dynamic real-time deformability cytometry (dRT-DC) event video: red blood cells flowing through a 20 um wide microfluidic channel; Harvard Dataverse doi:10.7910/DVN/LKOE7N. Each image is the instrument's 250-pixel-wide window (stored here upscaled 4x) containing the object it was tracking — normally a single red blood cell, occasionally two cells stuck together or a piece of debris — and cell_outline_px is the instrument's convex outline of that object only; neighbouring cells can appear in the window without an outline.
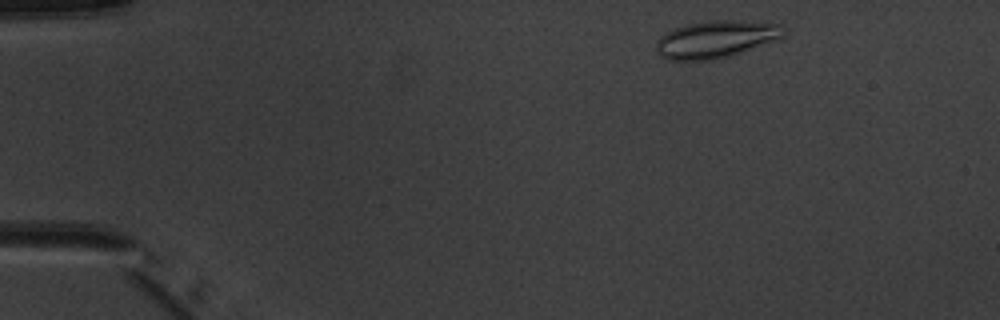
{"species": "common noctule bat (a hibernating species)", "species_latin": "Nyctalus noctula", "temperature_condition": "warm", "stored_images_in_passage": 3, "camera_frame_rate_fps": 3000, "um_per_image_px": 0.085, "animal": {"sex": "male", "body_mass_g": 20.1, "forearm_length_mm": 53.5}, "frame": {"image": 1, "passage_image": 1, "time_ms": 0.0, "image_size_px": [1000, 320], "cell_outline_px": [[784, 36], [740, 52], [728, 56], [712, 60], [668, 60], [660, 56], [656, 52], [656, 40], [660, 36], [676, 28], [688, 24], [712, 20], [732, 20], [784, 24]], "centroid_in_image_um": [60.81, 3.33], "position_along_channel_um": 24.2, "area_um2": 27.34}}
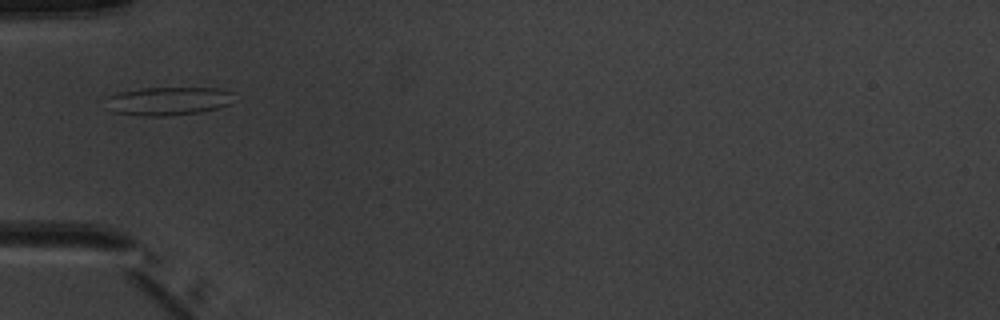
{"frame": {"image": 2, "passage_image": 3, "time_ms": 3.333, "image_size_px": [1000, 320], "cell_outline_px": [[236, 100], [220, 108], [200, 112], [164, 116], [144, 116], [112, 112], [108, 96], [120, 92], [140, 88], [220, 88], [236, 92]], "centroid_in_image_um": [14.43, 8.58], "position_along_channel_um": 70.6, "area_um2": 21.27}}